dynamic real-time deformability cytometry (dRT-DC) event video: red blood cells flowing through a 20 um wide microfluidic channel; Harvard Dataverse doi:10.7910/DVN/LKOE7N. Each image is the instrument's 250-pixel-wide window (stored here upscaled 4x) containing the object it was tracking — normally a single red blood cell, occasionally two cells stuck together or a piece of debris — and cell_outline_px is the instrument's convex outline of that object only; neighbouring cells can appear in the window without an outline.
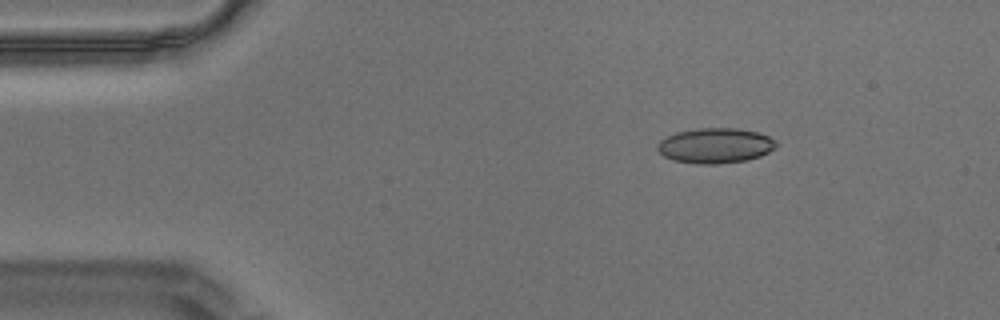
{"species": "Egyptian fruit bat (a non-hibernating species)", "species_latin": "Rousettus aegyptiacus", "temperature_condition": "warm", "stored_images_in_passage": 50, "camera_frame_rate_fps": 3000, "um_per_image_px": 0.085, "animal": {"sex": "male"}, "frame": {"image": 1, "passage_image": 1, "time_ms": 0.0, "image_size_px": [1000, 320], "cell_outline_px": [[776, 148], [760, 156], [748, 160], [716, 164], [696, 164], [672, 160], [664, 156], [656, 148], [656, 144], [660, 140], [676, 132], [700, 128], [740, 128], [760, 132], [776, 140]], "centroid_in_image_um": [60.81, 12.37], "position_along_channel_um": 24.2, "area_um2": 24.57}}
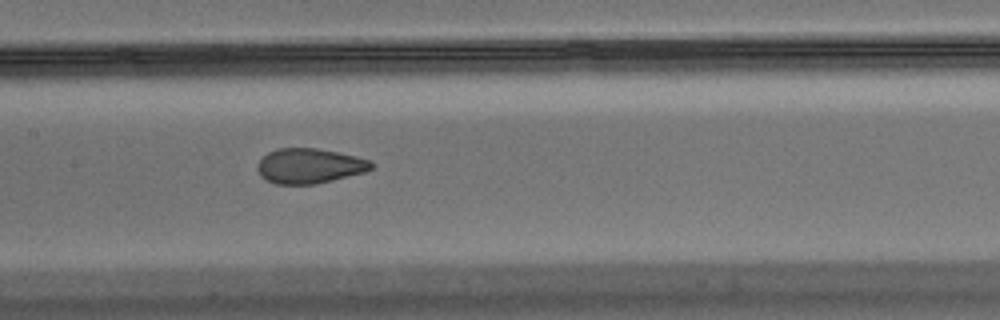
{"frame": {"image": 2, "passage_image": 20, "time_ms": 6.333, "image_size_px": [1000, 320], "cell_outline_px": [[376, 164], [372, 168], [364, 172], [316, 184], [276, 184], [260, 176], [256, 168], [256, 164], [268, 152], [276, 148], [316, 148], [356, 156], [372, 160]], "centroid_in_image_um": [26.3, 14.1], "position_along_channel_um": 181.1, "area_um2": 23.29}}
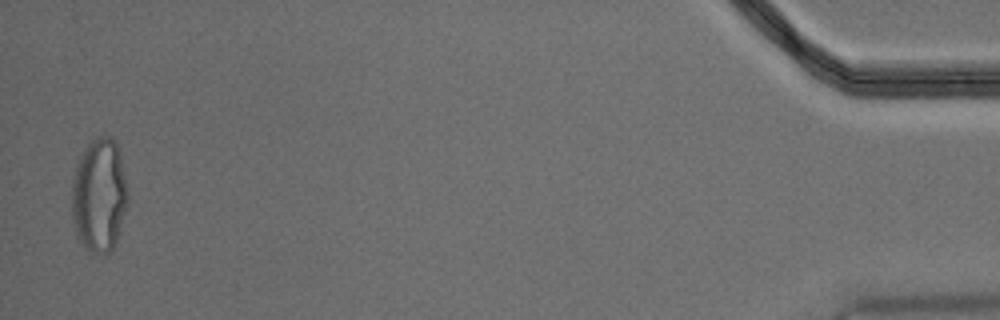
{"frame": {"image": 3, "passage_image": 49, "time_ms": 16.0, "image_size_px": [1000, 320], "cell_outline_px": [[128, 200], [116, 240], [112, 252], [108, 256], [104, 256], [92, 252], [84, 248], [76, 236], [72, 216], [72, 176], [80, 152], [96, 136], [108, 136], [120, 148], [128, 188]], "centroid_in_image_um": [8.43, 16.6], "position_along_channel_um": 426.8, "area_um2": 37.97}, "authors_computed_cell_mechanics": {"area_um2": 24.1026, "velocity_mm_per_s": 3.4843, "shape_relaxation_time_tau1_ms": 10.3001, "shape_relaxation_time_tau2_ms": 1.1556, "deformation_change_tau1": 0.1973, "deformation_change_tau2": 0.0641}}